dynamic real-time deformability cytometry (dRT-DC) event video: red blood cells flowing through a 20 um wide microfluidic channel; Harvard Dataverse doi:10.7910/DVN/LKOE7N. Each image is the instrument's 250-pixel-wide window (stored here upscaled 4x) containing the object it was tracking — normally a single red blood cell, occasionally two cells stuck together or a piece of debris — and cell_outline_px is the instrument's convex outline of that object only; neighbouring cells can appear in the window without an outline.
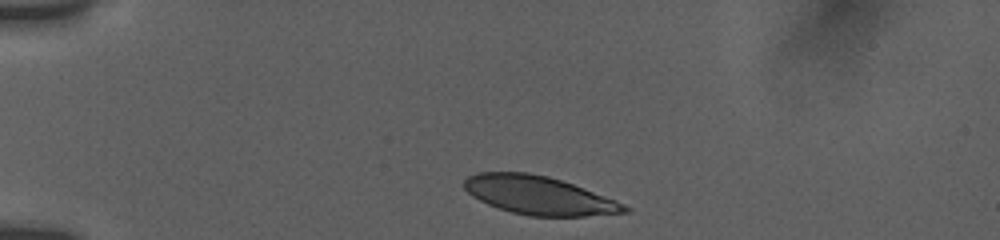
{"species": "human", "species_latin": "Homo sapiens", "temperature_condition": "room temperature", "stored_images_in_passage": 12, "camera_frame_rate_fps": 3000, "um_per_image_px": 0.085, "donor": {"sex": "female"}, "frame": {"image": 1, "passage_image": 1, "time_ms": 0.0, "image_size_px": [1000, 240], "cell_outline_px": [[632, 208], [628, 212], [584, 216], [528, 216], [512, 212], [488, 204], [472, 196], [464, 188], [464, 180], [468, 176], [476, 172], [528, 172], [548, 176], [572, 184], [616, 200]], "centroid_in_image_um": [45.8, 16.6], "position_along_channel_um": 39.2, "area_um2": 35.72}}